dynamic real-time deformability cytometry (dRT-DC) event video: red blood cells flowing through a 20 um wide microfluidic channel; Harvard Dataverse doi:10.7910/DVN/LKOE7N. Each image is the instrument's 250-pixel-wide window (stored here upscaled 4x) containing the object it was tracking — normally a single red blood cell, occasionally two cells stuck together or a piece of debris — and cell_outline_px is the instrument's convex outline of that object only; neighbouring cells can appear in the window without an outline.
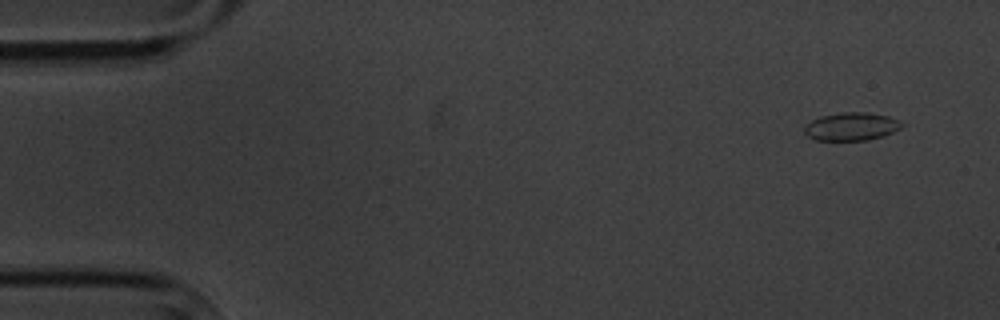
{"species": "common noctule bat (a hibernating species)", "species_latin": "Nyctalus noctula", "temperature_condition": "cold", "stored_images_in_passage": 9, "camera_frame_rate_fps": 3000, "um_per_image_px": 0.085, "animal": {"sex": "male", "body_mass_g": 20.1, "forearm_length_mm": 53.5}, "frame": {"image": 1, "passage_image": 1, "time_ms": 0.0, "image_size_px": [1000, 320], "cell_outline_px": [[904, 124], [900, 128], [884, 136], [868, 140], [816, 140], [808, 136], [804, 132], [804, 128], [812, 120], [820, 116], [844, 112], [868, 112], [888, 116], [900, 120]], "centroid_in_image_um": [72.39, 10.75], "position_along_channel_um": 12.6, "area_um2": 15.9}}
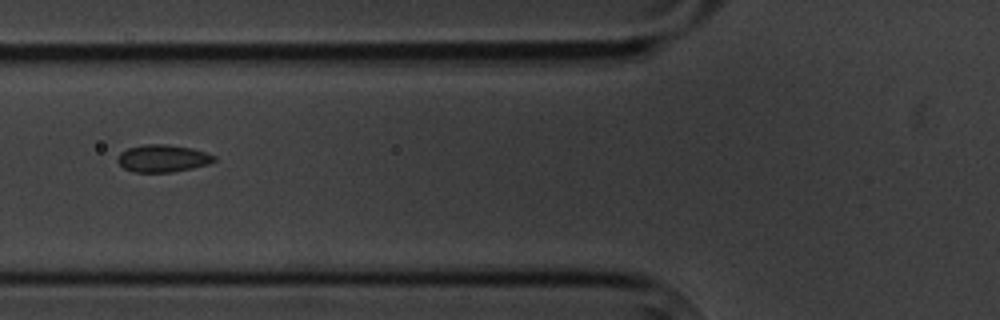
{"frame": {"image": 2, "passage_image": 6, "time_ms": 6.0, "image_size_px": [1000, 320], "cell_outline_px": [[216, 160], [208, 164], [192, 168], [172, 172], [132, 172], [124, 168], [116, 160], [120, 152], [128, 148], [144, 144], [164, 144], [192, 148], [216, 156]], "centroid_in_image_um": [13.81, 13.46], "position_along_channel_um": 112.0, "area_um2": 15.37}}
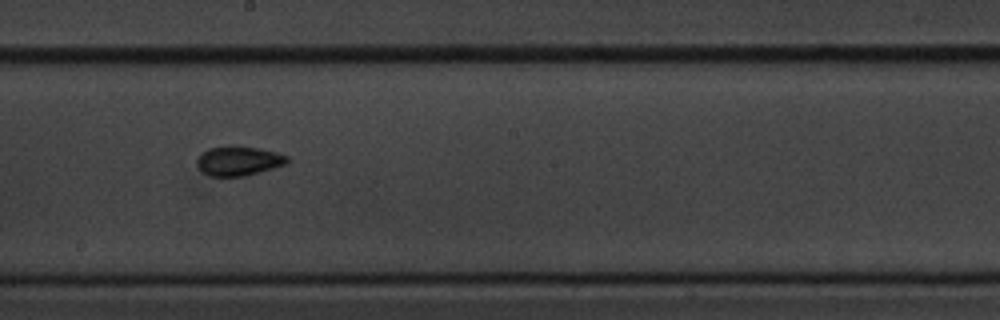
{"frame": {"image": 3, "passage_image": 9, "time_ms": 9.333, "image_size_px": [1000, 320], "cell_outline_px": [[288, 164], [244, 176], [208, 176], [196, 164], [196, 160], [208, 148], [232, 144], [260, 148], [276, 152], [288, 156]], "centroid_in_image_um": [20.3, 13.65], "position_along_channel_um": 227.9, "area_um2": 15.66}}